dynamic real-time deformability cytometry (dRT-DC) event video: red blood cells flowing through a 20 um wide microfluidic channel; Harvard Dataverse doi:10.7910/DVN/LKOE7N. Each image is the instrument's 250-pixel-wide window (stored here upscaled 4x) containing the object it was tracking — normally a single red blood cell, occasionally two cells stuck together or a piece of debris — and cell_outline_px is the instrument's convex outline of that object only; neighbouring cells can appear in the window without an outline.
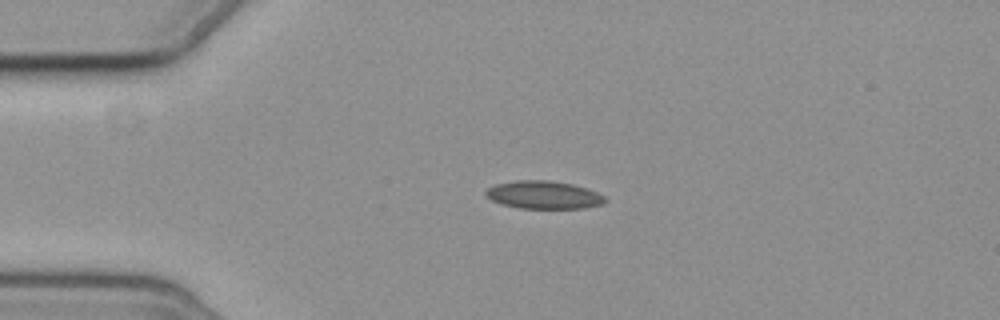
{"species": "common noctule bat (a hibernating species)", "species_latin": "Nyctalus noctula", "temperature_condition": "cold", "stored_images_in_passage": 4, "camera_frame_rate_fps": 3000, "um_per_image_px": 0.085, "animal": {"sex": "female", "body_mass_g": 19.3, "forearm_length_mm": 54.1}, "frame": {"image": 1, "passage_image": 4, "time_ms": 3.667, "image_size_px": [1000, 320], "cell_outline_px": [[608, 200], [604, 204], [584, 208], [520, 208], [504, 204], [492, 200], [484, 192], [488, 188], [496, 184], [516, 180], [548, 180], [572, 184], [588, 188], [604, 196]], "centroid_in_image_um": [46.26, 16.56], "position_along_channel_um": 38.7, "area_um2": 19.31}}